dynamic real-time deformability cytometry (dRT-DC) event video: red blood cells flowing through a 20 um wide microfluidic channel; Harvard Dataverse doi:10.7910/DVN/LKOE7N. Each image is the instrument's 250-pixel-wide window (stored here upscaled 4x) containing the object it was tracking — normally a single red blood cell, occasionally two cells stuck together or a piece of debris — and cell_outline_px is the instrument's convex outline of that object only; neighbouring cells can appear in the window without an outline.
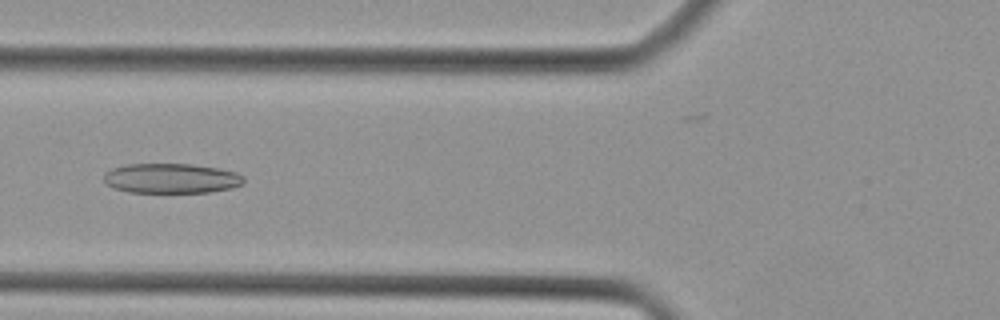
{"species": "Egyptian fruit bat (a non-hibernating species)", "species_latin": "Rousettus aegyptiacus", "temperature_condition": "cold", "stored_images_in_passage": 39, "camera_frame_rate_fps": 3000, "um_per_image_px": 0.085, "animal": {"sex": "female"}, "frame": {"image": 1, "passage_image": 12, "time_ms": 3.667, "image_size_px": [1000, 320], "cell_outline_px": [[244, 184], [232, 188], [208, 192], [128, 192], [112, 188], [104, 184], [104, 172], [112, 168], [128, 164], [192, 164], [220, 168], [236, 172], [244, 176]], "centroid_in_image_um": [14.55, 15.16], "position_along_channel_um": 111.3, "area_um2": 24.62}}
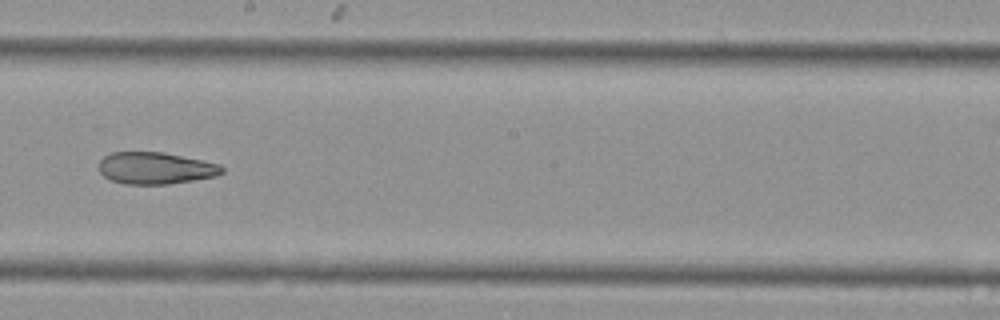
{"frame": {"image": 2, "passage_image": 20, "time_ms": 6.333, "image_size_px": [1000, 320], "cell_outline_px": [[224, 172], [216, 176], [168, 184], [124, 184], [112, 180], [104, 176], [100, 172], [100, 160], [104, 156], [112, 152], [164, 152], [220, 164], [224, 168]], "centroid_in_image_um": [13.23, 14.29], "position_along_channel_um": 235.0, "area_um2": 22.77}}
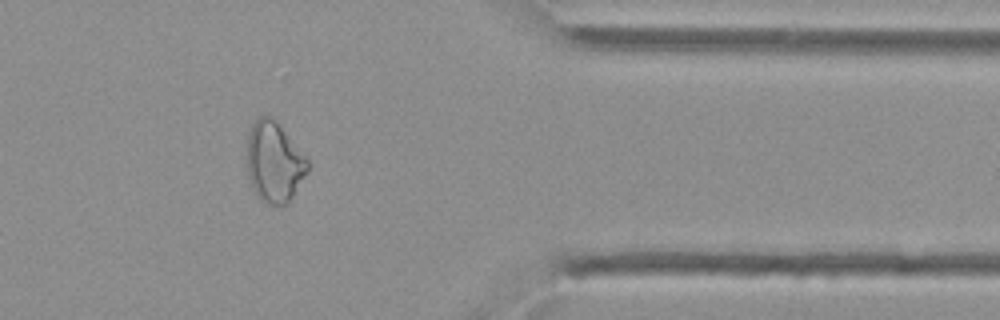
{"frame": {"image": 3, "passage_image": 31, "time_ms": 10.0, "image_size_px": [1000, 320], "cell_outline_px": [[308, 172], [288, 204], [268, 204], [260, 200], [248, 176], [248, 132], [252, 124], [260, 116], [268, 116], [276, 120], [308, 160]], "centroid_in_image_um": [23.32, 13.78], "position_along_channel_um": 388.1, "area_um2": 28.09}}